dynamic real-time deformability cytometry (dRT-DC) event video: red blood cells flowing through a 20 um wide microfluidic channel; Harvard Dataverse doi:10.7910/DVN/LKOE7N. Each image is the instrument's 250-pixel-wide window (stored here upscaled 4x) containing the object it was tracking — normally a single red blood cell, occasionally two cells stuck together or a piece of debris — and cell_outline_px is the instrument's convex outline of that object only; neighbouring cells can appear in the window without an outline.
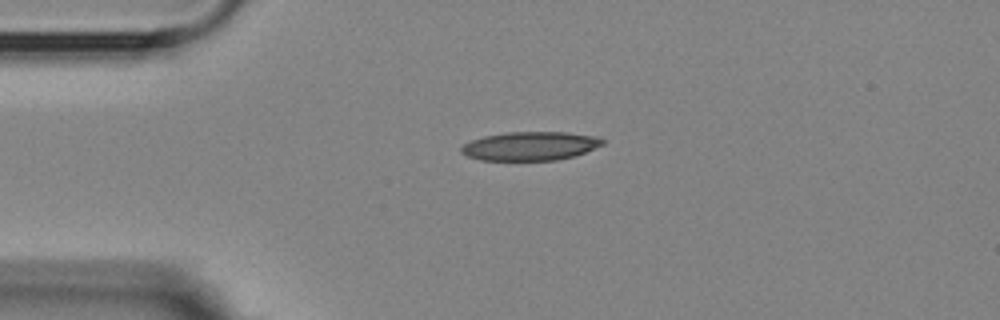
{"species": "Egyptian fruit bat (a non-hibernating species)", "species_latin": "Rousettus aegyptiacus", "temperature_condition": "room temperature", "stored_images_in_passage": 2, "camera_frame_rate_fps": 3000, "um_per_image_px": 0.085, "animal": {"sex": "female"}, "frame": {"image": 1, "passage_image": 1, "time_ms": 0.0, "image_size_px": [1000, 320], "cell_outline_px": [[604, 144], [584, 152], [572, 156], [556, 160], [480, 160], [468, 156], [460, 152], [460, 148], [464, 144], [472, 140], [484, 136], [508, 132], [568, 132], [600, 136], [604, 140]], "centroid_in_image_um": [45.08, 12.4], "position_along_channel_um": 39.9, "area_um2": 23.64}}